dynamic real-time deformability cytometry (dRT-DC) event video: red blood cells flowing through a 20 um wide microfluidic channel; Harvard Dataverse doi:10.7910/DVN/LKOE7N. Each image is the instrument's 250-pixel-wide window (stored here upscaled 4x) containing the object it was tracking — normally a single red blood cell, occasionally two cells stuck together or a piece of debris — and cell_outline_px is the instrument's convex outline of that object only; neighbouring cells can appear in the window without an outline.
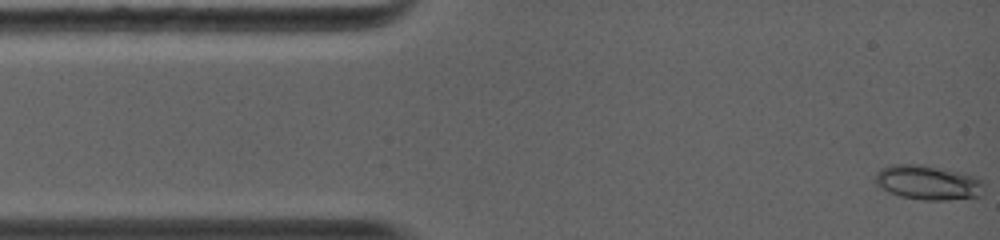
{"species": "common noctule bat (a hibernating species)", "species_latin": "Nyctalus noctula", "temperature_condition": "warm", "stored_images_in_passage": 6, "camera_frame_rate_fps": 5000, "um_per_image_px": 0.085, "animal": {"sex": "female", "body_mass_g": 19.0, "forearm_length_mm": 56.7}, "frame": {"image": 1, "passage_image": 1, "time_ms": 0.0, "image_size_px": [1000, 240], "cell_outline_px": [[984, 184], [980, 196], [944, 200], [924, 200], [900, 196], [888, 192], [876, 184], [876, 172], [892, 164], [916, 164], [960, 172], [980, 176]], "centroid_in_image_um": [78.9, 15.52], "position_along_channel_um": 6.1, "area_um2": 21.73}}